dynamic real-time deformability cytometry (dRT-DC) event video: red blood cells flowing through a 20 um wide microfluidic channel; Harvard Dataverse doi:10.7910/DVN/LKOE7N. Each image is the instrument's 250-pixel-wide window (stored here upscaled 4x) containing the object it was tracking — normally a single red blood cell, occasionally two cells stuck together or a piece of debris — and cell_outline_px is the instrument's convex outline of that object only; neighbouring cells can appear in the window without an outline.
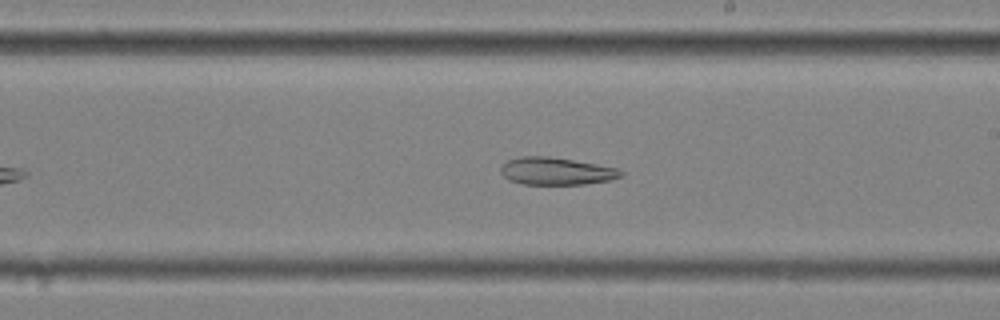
{"species": "common noctule bat (a hibernating species)", "species_latin": "Nyctalus noctula", "temperature_condition": "cold", "stored_images_in_passage": 40, "camera_frame_rate_fps": 3000, "um_per_image_px": 0.085, "animal": {"sex": "female", "body_mass_g": 25.1}, "frame": {"image": 1, "passage_image": 23, "time_ms": 7.333, "image_size_px": [1000, 320], "cell_outline_px": [[624, 172], [620, 176], [608, 180], [584, 184], [524, 184], [508, 180], [500, 172], [500, 164], [508, 160], [520, 156], [548, 156], [596, 164], [616, 168]], "centroid_in_image_um": [47.2, 14.54], "position_along_channel_um": 241.8, "area_um2": 19.07}}